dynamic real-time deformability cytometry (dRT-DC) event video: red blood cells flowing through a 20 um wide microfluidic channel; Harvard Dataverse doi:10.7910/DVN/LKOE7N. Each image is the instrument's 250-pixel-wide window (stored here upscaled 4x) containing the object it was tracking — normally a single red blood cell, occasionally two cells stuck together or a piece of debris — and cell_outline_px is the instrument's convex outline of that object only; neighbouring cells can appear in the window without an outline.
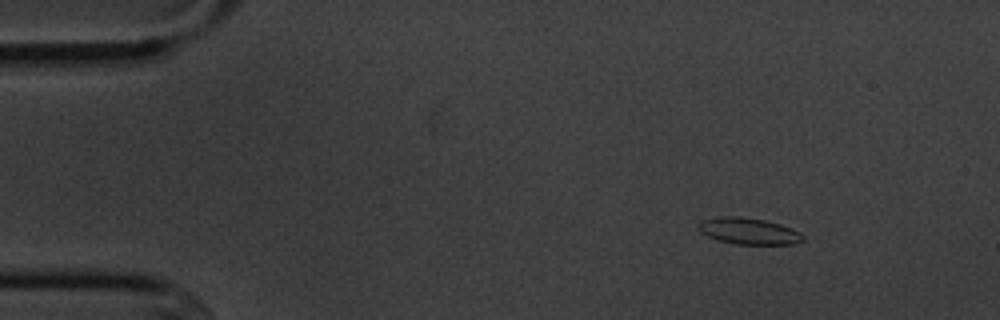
{"species": "common noctule bat (a hibernating species)", "species_latin": "Nyctalus noctula", "temperature_condition": "cold", "stored_images_in_passage": 10, "camera_frame_rate_fps": 3000, "um_per_image_px": 0.085, "animal": {"sex": "male", "body_mass_g": 20.1, "forearm_length_mm": 53.5}, "frame": {"image": 1, "passage_image": 2, "time_ms": 1.333, "image_size_px": [1000, 320], "cell_outline_px": [[804, 240], [796, 244], [736, 244], [716, 240], [700, 232], [696, 228], [696, 224], [700, 220], [716, 216], [740, 216], [764, 220], [780, 224], [800, 232], [804, 236]], "centroid_in_image_um": [63.57, 19.63], "position_along_channel_um": 21.4, "area_um2": 16.42}}
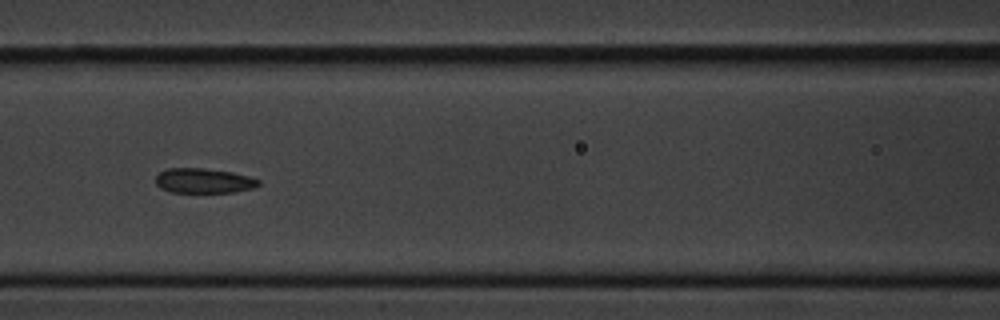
{"frame": {"image": 2, "passage_image": 7, "time_ms": 7.0, "image_size_px": [1000, 320], "cell_outline_px": [[260, 184], [252, 188], [236, 192], [168, 192], [160, 188], [156, 184], [156, 176], [160, 172], [168, 168], [204, 168], [232, 172], [248, 176], [260, 180]], "centroid_in_image_um": [17.3, 15.36], "position_along_channel_um": 149.3, "area_um2": 14.91}}
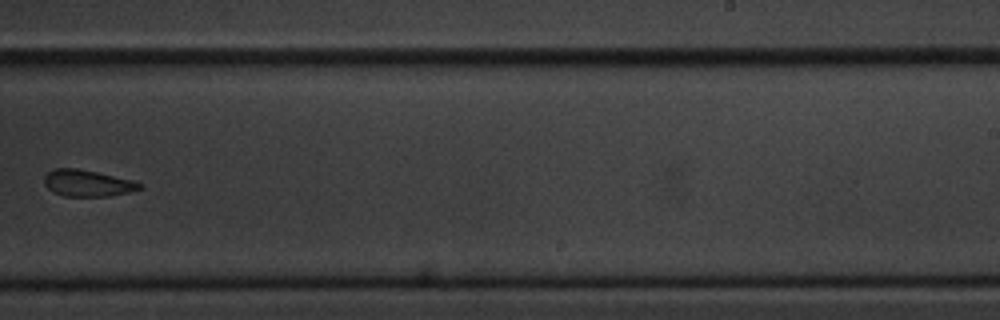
{"frame": {"image": 3, "passage_image": 10, "time_ms": 10.667, "image_size_px": [1000, 320], "cell_outline_px": [[144, 188], [128, 192], [108, 196], [64, 196], [48, 188], [44, 184], [44, 176], [52, 168], [76, 168], [96, 172], [132, 180], [140, 184]], "centroid_in_image_um": [7.41, 15.56], "position_along_channel_um": 281.6, "area_um2": 14.57}}